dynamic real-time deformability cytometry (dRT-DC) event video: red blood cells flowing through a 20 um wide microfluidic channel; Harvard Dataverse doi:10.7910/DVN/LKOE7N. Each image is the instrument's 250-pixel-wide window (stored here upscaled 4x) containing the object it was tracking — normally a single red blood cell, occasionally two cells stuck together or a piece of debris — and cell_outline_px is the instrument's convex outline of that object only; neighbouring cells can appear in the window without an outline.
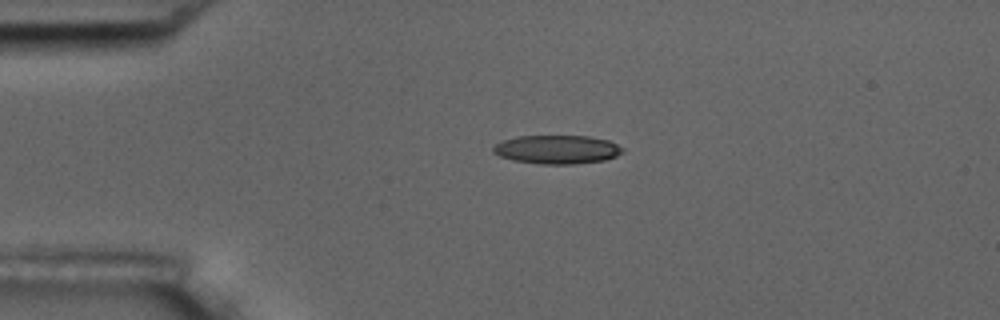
{"species": "common noctule bat (a hibernating species)", "species_latin": "Nyctalus noctula", "temperature_condition": "room temperature", "stored_images_in_passage": 2, "camera_frame_rate_fps": 3000, "um_per_image_px": 0.085, "animal": {"sex": "male", "body_mass_g": 17.5, "forearm_length_mm": 52.3}, "frame": {"image": 1, "passage_image": 1, "time_ms": 0.0, "image_size_px": [1000, 320], "cell_outline_px": [[624, 152], [616, 156], [604, 160], [572, 164], [540, 164], [512, 160], [500, 156], [492, 152], [492, 148], [496, 144], [504, 140], [516, 136], [588, 136], [608, 140], [624, 148]], "centroid_in_image_um": [47.35, 12.7], "position_along_channel_um": 37.7, "area_um2": 21.62}}